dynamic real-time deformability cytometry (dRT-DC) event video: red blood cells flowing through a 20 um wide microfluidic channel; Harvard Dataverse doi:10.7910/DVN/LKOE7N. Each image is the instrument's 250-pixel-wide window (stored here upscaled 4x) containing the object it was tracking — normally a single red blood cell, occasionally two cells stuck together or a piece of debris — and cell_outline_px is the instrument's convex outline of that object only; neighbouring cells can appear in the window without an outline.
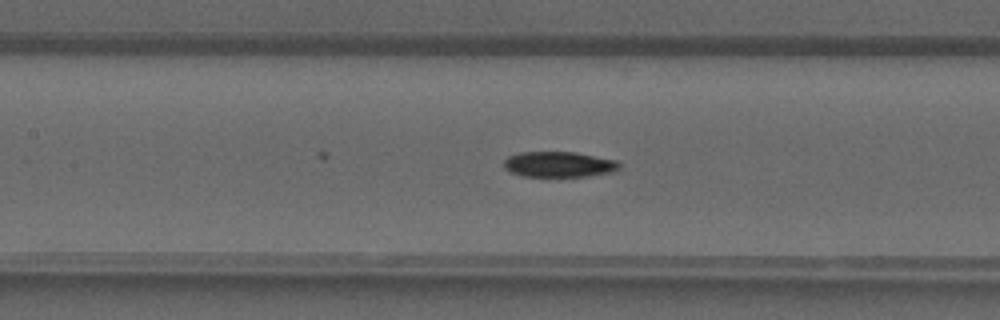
{"species": "common noctule bat (a hibernating species)", "species_latin": "Nyctalus noctula", "temperature_condition": "warm", "stored_images_in_passage": 27, "camera_frame_rate_fps": 3000, "um_per_image_px": 0.085, "animal": {"sex": "male", "forearm_length_mm": 52.5}, "frame": {"image": 1, "passage_image": 16, "time_ms": 5.0, "image_size_px": [1000, 320], "cell_outline_px": [[620, 168], [616, 172], [588, 176], [520, 176], [508, 172], [504, 168], [504, 160], [508, 156], [520, 152], [576, 152], [616, 160], [620, 164]], "centroid_in_image_um": [47.51, 13.97], "position_along_channel_um": 159.9, "area_um2": 17.4}}
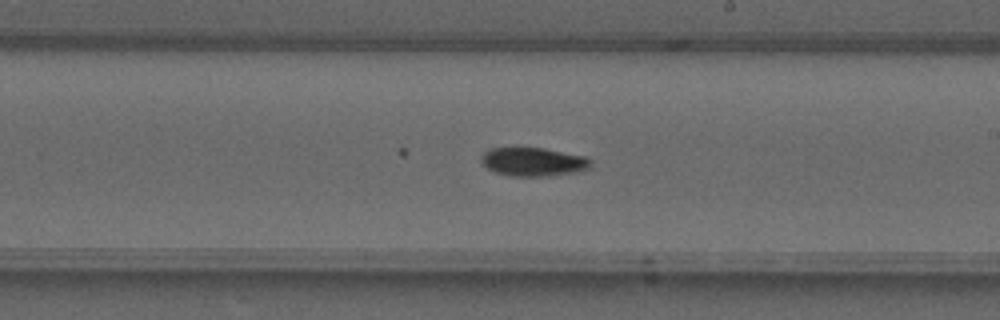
{"frame": {"image": 2, "passage_image": 21, "time_ms": 6.667, "image_size_px": [1000, 320], "cell_outline_px": [[592, 164], [588, 168], [572, 172], [548, 176], [508, 176], [496, 172], [488, 168], [480, 160], [480, 156], [488, 148], [544, 148], [584, 156], [592, 160]], "centroid_in_image_um": [45.3, 13.75], "position_along_channel_um": 243.7, "area_um2": 18.15}}
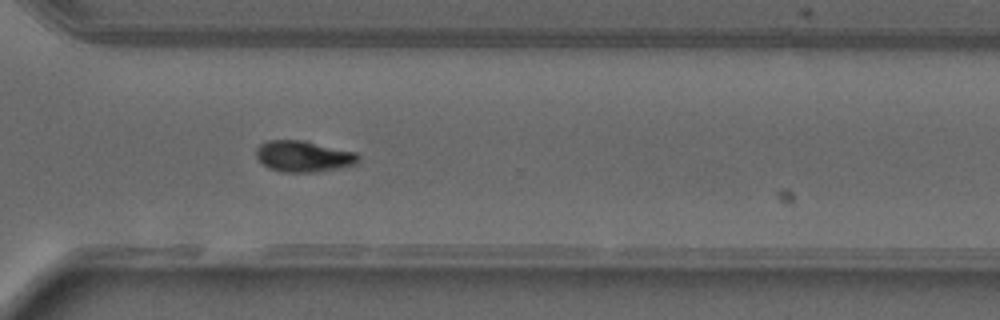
{"frame": {"image": 3, "passage_image": 27, "time_ms": 8.667, "image_size_px": [1000, 320], "cell_outline_px": [[360, 160], [356, 164], [340, 168], [312, 172], [284, 172], [268, 168], [256, 156], [256, 148], [260, 144], [268, 140], [308, 140], [356, 152], [360, 156]], "centroid_in_image_um": [25.84, 13.27], "position_along_channel_um": 344.8, "area_um2": 18.79}}